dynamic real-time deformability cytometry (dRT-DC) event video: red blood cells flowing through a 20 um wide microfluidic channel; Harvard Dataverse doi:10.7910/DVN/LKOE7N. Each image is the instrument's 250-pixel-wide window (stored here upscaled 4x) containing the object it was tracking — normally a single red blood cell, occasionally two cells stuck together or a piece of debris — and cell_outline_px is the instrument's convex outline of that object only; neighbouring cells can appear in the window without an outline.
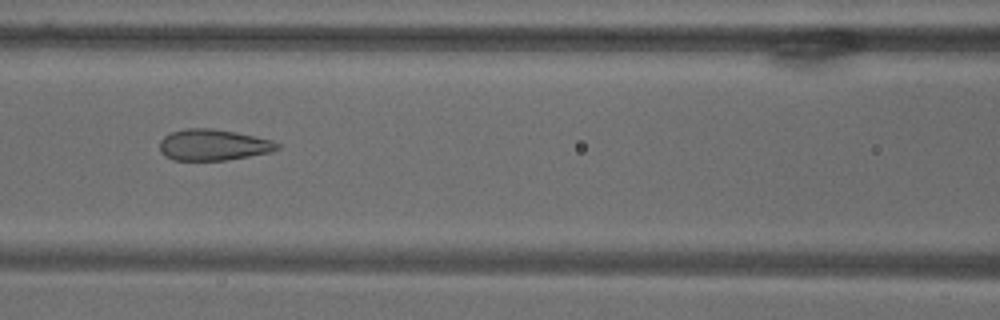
{"species": "common noctule bat (a hibernating species)", "species_latin": "Nyctalus noctula", "temperature_condition": "warm", "stored_images_in_passage": 10, "camera_frame_rate_fps": 3000, "um_per_image_px": 0.085, "animal": {"sex": "male", "body_mass_g": 18.8}, "frame": {"image": 1, "passage_image": 9, "time_ms": 10.333, "image_size_px": [1000, 320], "cell_outline_px": [[280, 148], [272, 152], [224, 160], [172, 160], [164, 156], [160, 152], [160, 140], [164, 136], [172, 132], [184, 128], [212, 128], [236, 132], [272, 140], [280, 144]], "centroid_in_image_um": [18.11, 12.31], "position_along_channel_um": 148.5, "area_um2": 21.44}}